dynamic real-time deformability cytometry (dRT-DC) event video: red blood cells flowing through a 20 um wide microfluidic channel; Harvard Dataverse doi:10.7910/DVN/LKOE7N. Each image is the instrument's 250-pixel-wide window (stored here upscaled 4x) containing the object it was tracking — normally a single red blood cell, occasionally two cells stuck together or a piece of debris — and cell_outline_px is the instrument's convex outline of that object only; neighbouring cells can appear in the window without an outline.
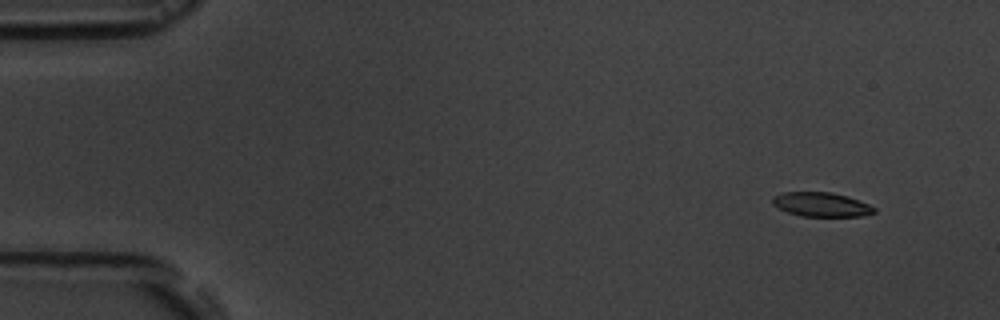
{"species": "common noctule bat (a hibernating species)", "species_latin": "Nyctalus noctula", "temperature_condition": "room temperature", "stored_images_in_passage": 17, "camera_frame_rate_fps": 3000, "um_per_image_px": 0.085, "animal": {"sex": "male", "body_mass_g": 19.5, "forearm_length_mm": 54.6}, "frame": {"image": 1, "passage_image": 2, "time_ms": 1.333, "image_size_px": [1000, 320], "cell_outline_px": [[876, 212], [860, 216], [800, 216], [788, 212], [772, 204], [772, 196], [784, 192], [832, 192], [848, 196], [868, 204], [876, 208]], "centroid_in_image_um": [69.81, 17.37], "position_along_channel_um": 15.2, "area_um2": 14.33}}
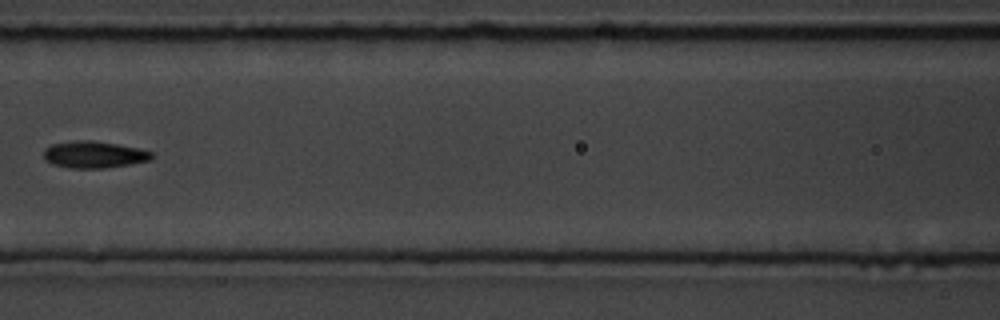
{"frame": {"image": 2, "passage_image": 8, "time_ms": 8.333, "image_size_px": [1000, 320], "cell_outline_px": [[156, 156], [152, 160], [104, 168], [72, 168], [52, 164], [44, 160], [44, 148], [52, 144], [76, 140], [92, 140], [140, 148], [152, 152]], "centroid_in_image_um": [8.01, 13.13], "position_along_channel_um": 158.6, "area_um2": 16.99}}
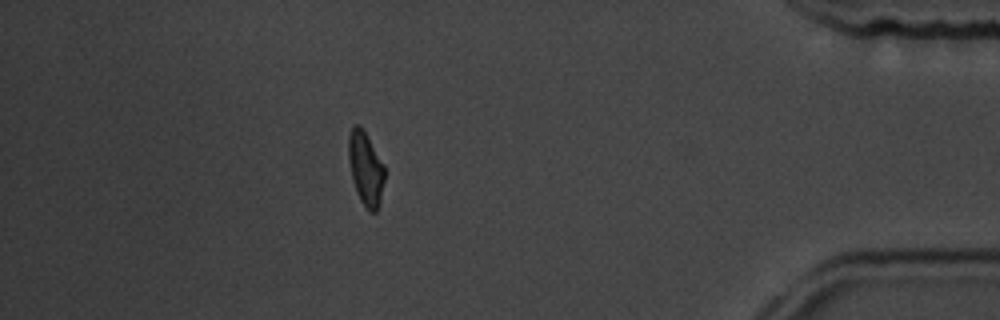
{"frame": {"image": 3, "passage_image": 15, "time_ms": 16.333, "image_size_px": [1000, 320], "cell_outline_px": [[384, 180], [380, 204], [376, 212], [368, 212], [360, 200], [356, 192], [352, 180], [348, 160], [348, 136], [352, 128], [356, 124], [360, 124], [384, 164]], "centroid_in_image_um": [31.07, 14.35], "position_along_channel_um": 404.1, "area_um2": 15.66}, "authors_computed_cell_mechanics": {"area_um2": 15.606, "velocity_mm_per_s": 3.6328, "shape_relaxation_time_tau1_ms": 7.4592, "shape_relaxation_time_tau2_ms": 4.2271, "deformation_change_tau1": 0.1753, "deformation_change_tau2": 0.119}}